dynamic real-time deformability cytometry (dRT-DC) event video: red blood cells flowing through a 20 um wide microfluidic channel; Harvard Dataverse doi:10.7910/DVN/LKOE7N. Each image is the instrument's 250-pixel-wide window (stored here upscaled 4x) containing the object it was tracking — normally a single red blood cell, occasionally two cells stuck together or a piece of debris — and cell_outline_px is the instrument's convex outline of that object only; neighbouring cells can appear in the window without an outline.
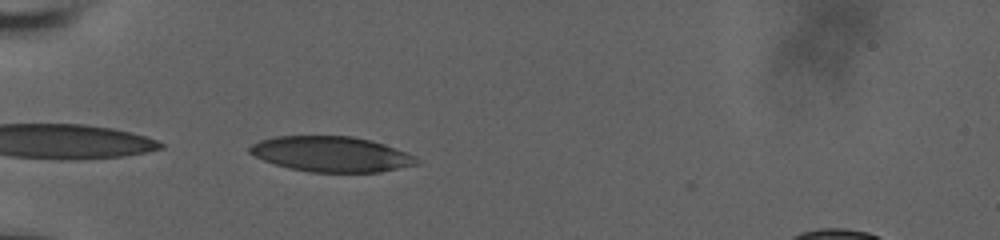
{"species": "human", "species_latin": "Homo sapiens", "temperature_condition": "room temperature", "stored_images_in_passage": 37, "camera_frame_rate_fps": 3000, "um_per_image_px": 0.085, "donor": {"sex": "male"}, "frame": {"image": 1, "passage_image": 1, "time_ms": 0.0, "image_size_px": [1000, 240], "cell_outline_px": [[420, 164], [380, 172], [308, 172], [288, 168], [264, 160], [248, 152], [248, 148], [252, 144], [260, 140], [276, 136], [352, 136], [372, 140], [384, 144], [416, 156]], "centroid_in_image_um": [28.17, 13.1], "position_along_channel_um": 56.8, "area_um2": 34.45}}
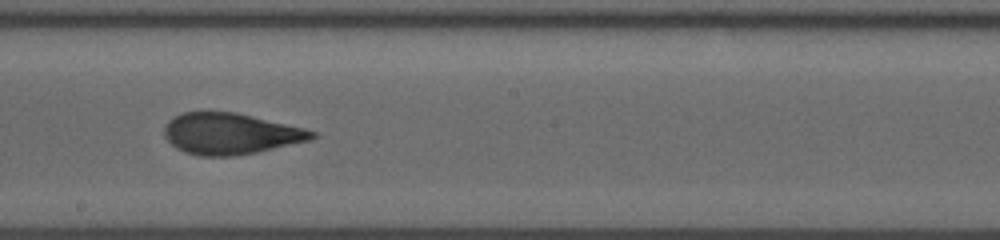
{"frame": {"image": 2, "passage_image": 16, "time_ms": 5.0, "image_size_px": [1000, 240], "cell_outline_px": [[316, 136], [308, 140], [256, 152], [236, 156], [200, 156], [184, 152], [176, 148], [164, 136], [164, 128], [168, 120], [172, 116], [184, 112], [236, 112], [304, 128], [316, 132]], "centroid_in_image_um": [19.53, 11.36], "position_along_channel_um": 228.7, "area_um2": 35.26}}
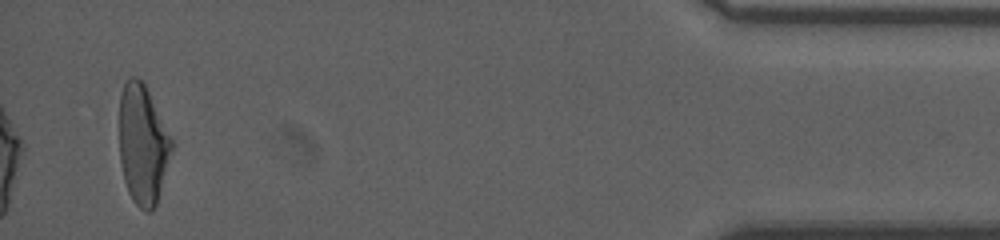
{"frame": {"image": 3, "passage_image": 37, "time_ms": 12.0, "image_size_px": [1000, 240], "cell_outline_px": [[172, 148], [156, 204], [152, 212], [144, 212], [132, 200], [128, 192], [124, 180], [120, 160], [120, 96], [124, 80], [128, 76], [136, 76], [144, 84], [172, 140]], "centroid_in_image_um": [12.1, 12.28], "position_along_channel_um": 423.1, "area_um2": 35.95}, "authors_computed_cell_mechanics": {"area_um2": 35.9516, "velocity_mm_per_s": 3.764, "shape_relaxation_time_tau1_ms": 6.0327, "shape_relaxation_time_tau2_ms": 1.0277, "deformation_change_tau1": 0.1822, "deformation_change_tau2": 0.0753}}